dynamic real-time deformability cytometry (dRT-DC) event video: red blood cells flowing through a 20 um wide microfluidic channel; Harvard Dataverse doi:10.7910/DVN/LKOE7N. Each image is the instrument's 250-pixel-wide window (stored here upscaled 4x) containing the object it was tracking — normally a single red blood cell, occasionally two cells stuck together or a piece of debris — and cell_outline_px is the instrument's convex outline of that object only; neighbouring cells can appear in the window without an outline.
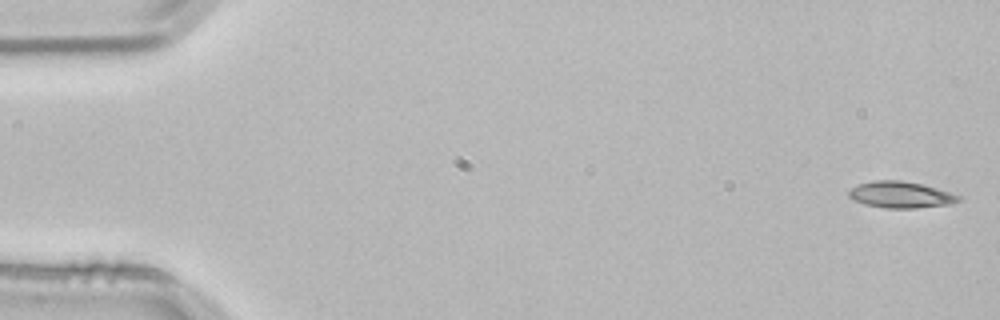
{"species": "common noctule bat (a hibernating species)", "species_latin": "Nyctalus noctula", "temperature_condition": "room temperature", "stored_images_in_passage": 53, "camera_frame_rate_fps": 3000, "um_per_image_px": 0.085, "animal": {"sex": "male", "body_mass_g": 21.5, "forearm_length_mm": 52.0}, "frame": {"image": 1, "passage_image": 1, "time_ms": 0.0, "image_size_px": [1000, 320], "cell_outline_px": [[960, 200], [952, 204], [916, 208], [884, 208], [864, 204], [848, 196], [848, 192], [852, 188], [860, 184], [872, 180], [900, 180], [924, 184], [960, 196]], "centroid_in_image_um": [76.56, 16.55], "position_along_channel_um": 8.4, "area_um2": 16.82}}
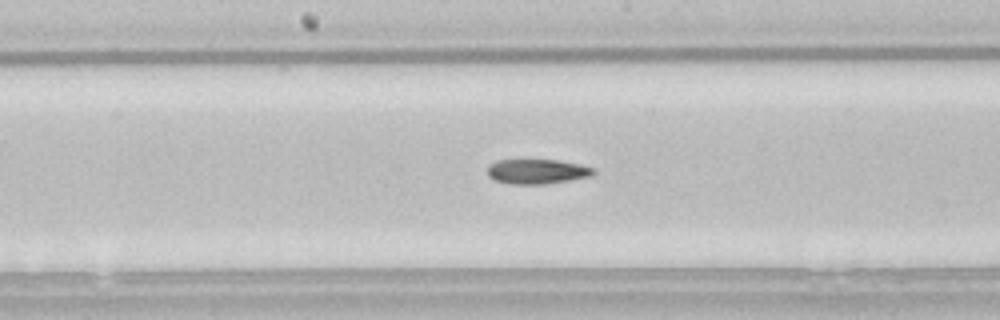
{"frame": {"image": 2, "passage_image": 27, "time_ms": 8.667, "image_size_px": [1000, 320], "cell_outline_px": [[596, 172], [592, 176], [544, 184], [508, 184], [496, 180], [488, 176], [488, 164], [496, 160], [556, 160], [580, 164], [596, 168]], "centroid_in_image_um": [45.66, 14.57], "position_along_channel_um": 202.5, "area_um2": 15.37}}
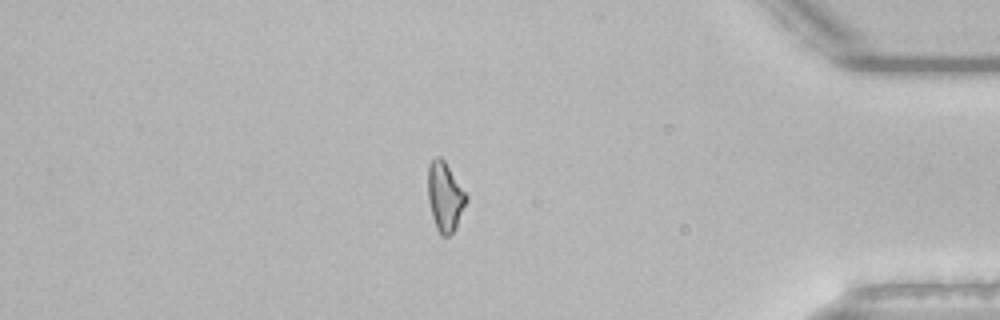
{"frame": {"image": 3, "passage_image": 45, "time_ms": 14.667, "image_size_px": [1000, 320], "cell_outline_px": [[468, 200], [456, 228], [448, 236], [440, 236], [436, 228], [432, 216], [428, 200], [428, 164], [436, 156], [440, 156], [444, 160], [468, 196]], "centroid_in_image_um": [37.82, 16.73], "position_along_channel_um": 397.4, "area_um2": 15.55}}